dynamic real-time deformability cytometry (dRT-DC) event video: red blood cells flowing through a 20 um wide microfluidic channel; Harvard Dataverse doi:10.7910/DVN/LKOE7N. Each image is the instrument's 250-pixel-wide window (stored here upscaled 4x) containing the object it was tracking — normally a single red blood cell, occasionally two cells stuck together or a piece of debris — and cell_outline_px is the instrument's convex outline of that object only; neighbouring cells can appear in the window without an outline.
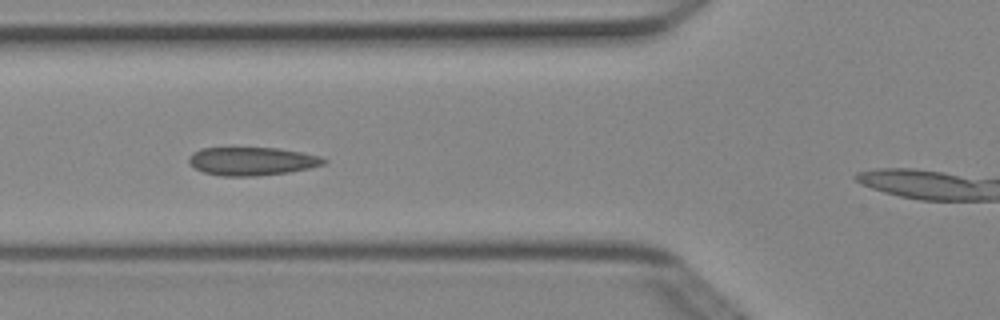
{"species": "Egyptian fruit bat (a non-hibernating species)", "species_latin": "Rousettus aegyptiacus", "temperature_condition": "cold", "stored_images_in_passage": 6, "segment_of_instrument_passage": [1, 2], "camera_frame_rate_fps": 3000, "um_per_image_px": 0.085, "animal": {"sex": "female"}, "frame": {"image": 1, "passage_image": 3, "time_ms": 0.667, "image_size_px": [1000, 320], "cell_outline_px": [[328, 160], [324, 164], [308, 168], [288, 172], [256, 176], [220, 176], [204, 172], [196, 168], [188, 160], [188, 156], [192, 152], [200, 148], [276, 148], [300, 152], [320, 156]], "centroid_in_image_um": [21.39, 13.7], "position_along_channel_um": 104.4, "area_um2": 22.08}}
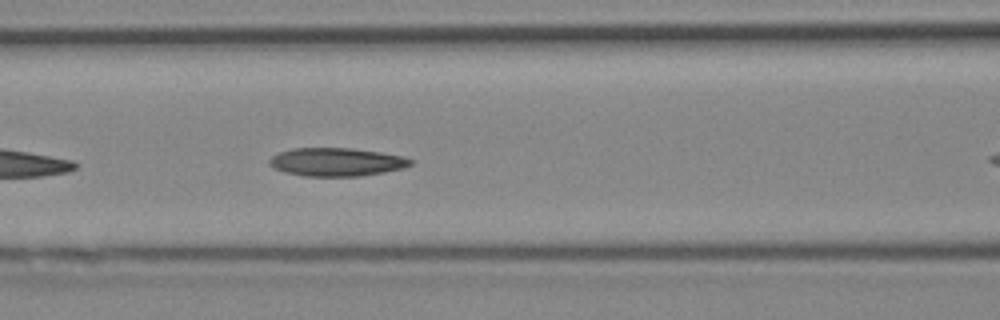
{"frame": {"image": 2, "passage_image": 5, "time_ms": 1.333, "image_size_px": [1000, 320], "cell_outline_px": [[416, 160], [412, 164], [404, 168], [384, 172], [360, 176], [304, 176], [284, 172], [272, 168], [268, 164], [268, 160], [272, 156], [280, 152], [292, 148], [352, 148], [380, 152], [404, 156]], "centroid_in_image_um": [28.61, 13.77], "position_along_channel_um": 138.0, "area_um2": 23.52}}